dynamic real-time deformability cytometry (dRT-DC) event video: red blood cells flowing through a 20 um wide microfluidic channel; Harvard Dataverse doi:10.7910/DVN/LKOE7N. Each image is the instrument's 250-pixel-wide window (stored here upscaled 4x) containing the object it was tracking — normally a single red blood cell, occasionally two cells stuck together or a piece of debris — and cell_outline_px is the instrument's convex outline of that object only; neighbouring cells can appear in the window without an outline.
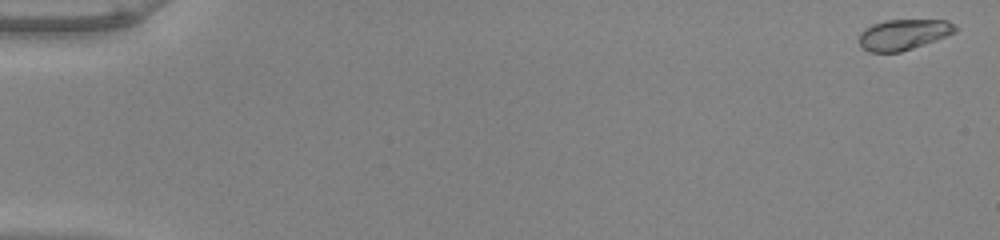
{"species": "common noctule bat (a hibernating species)", "species_latin": "Nyctalus noctula", "temperature_condition": "warm", "stored_images_in_passage": 53, "camera_frame_rate_fps": 3000, "um_per_image_px": 0.085, "animal": {"sex": "male", "body_mass_g": 20.0, "forearm_length_mm": 53.3}, "frame": {"image": 1, "passage_image": 1, "time_ms": 0.0, "image_size_px": [1000, 240], "cell_outline_px": [[960, 28], [956, 32], [936, 40], [900, 52], [868, 52], [860, 48], [860, 32], [864, 28], [872, 24], [884, 20], [948, 20], [956, 24]], "centroid_in_image_um": [76.81, 2.93], "position_along_channel_um": 8.2, "area_um2": 17.4}}
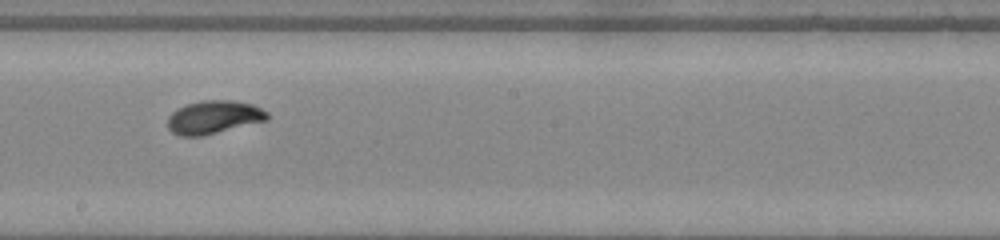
{"frame": {"image": 2, "passage_image": 31, "time_ms": 10.0, "image_size_px": [1000, 240], "cell_outline_px": [[268, 120], [200, 136], [180, 136], [172, 132], [168, 128], [168, 116], [176, 108], [188, 104], [204, 100], [232, 100], [252, 104], [268, 112]], "centroid_in_image_um": [18.15, 9.95], "position_along_channel_um": 230.0, "area_um2": 19.13}}
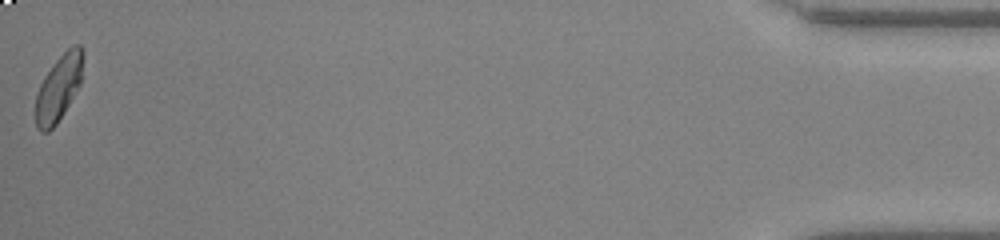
{"frame": {"image": 3, "passage_image": 53, "time_ms": 17.333, "image_size_px": [1000, 240], "cell_outline_px": [[84, 56], [80, 84], [56, 124], [48, 132], [40, 132], [36, 128], [36, 96], [40, 84], [44, 76], [56, 60], [72, 44], [80, 44], [84, 52]], "centroid_in_image_um": [4.99, 7.44], "position_along_channel_um": 430.2, "area_um2": 18.09}, "authors_computed_cell_mechanics": {"area_um2": 18.0914, "velocity_mm_per_s": 3.9576, "shape_relaxation_time_tau1_ms": 2.2616, "shape_relaxation_time_tau2_ms": 0.8576, "deformation_change_tau1": 0.1562, "deformation_change_tau2": 0.0366}}